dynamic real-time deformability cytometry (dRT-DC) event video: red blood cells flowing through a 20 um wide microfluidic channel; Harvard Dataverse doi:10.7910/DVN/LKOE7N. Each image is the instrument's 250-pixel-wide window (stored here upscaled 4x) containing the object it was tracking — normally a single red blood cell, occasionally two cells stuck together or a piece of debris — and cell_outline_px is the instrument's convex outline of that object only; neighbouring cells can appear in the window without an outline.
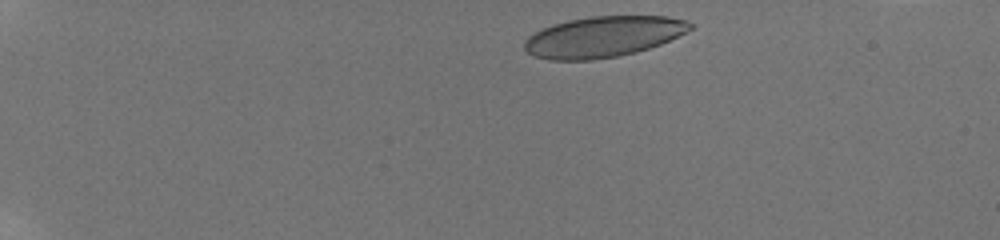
{"species": "human", "species_latin": "Homo sapiens", "temperature_condition": "room temperature", "stored_images_in_passage": 37, "camera_frame_rate_fps": 3000, "um_per_image_px": 0.085, "donor": {"sex": "male"}, "frame": {"image": 1, "passage_image": 1, "time_ms": 0.0, "image_size_px": [1000, 240], "cell_outline_px": [[692, 28], [660, 44], [636, 52], [616, 56], [592, 60], [548, 60], [536, 56], [528, 52], [524, 48], [524, 40], [528, 36], [544, 28], [568, 20], [588, 16], [668, 16], [688, 20], [692, 24]], "centroid_in_image_um": [51.26, 3.12], "position_along_channel_um": 33.7, "area_um2": 39.13}}
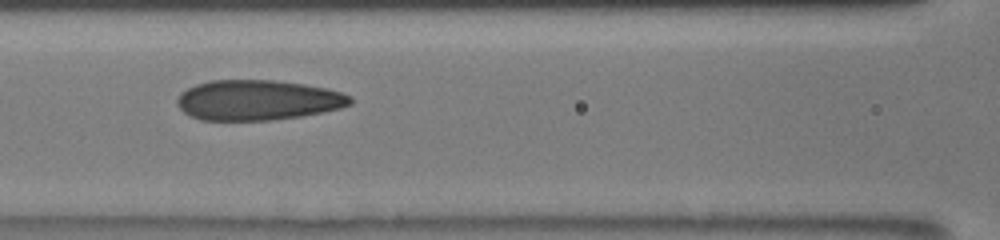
{"frame": {"image": 2, "passage_image": 15, "time_ms": 5.667, "image_size_px": [1000, 240], "cell_outline_px": [[352, 104], [340, 108], [324, 112], [300, 116], [272, 120], [200, 120], [188, 116], [176, 104], [176, 100], [180, 92], [196, 84], [212, 80], [272, 80], [304, 84], [324, 88], [340, 92], [352, 96]], "centroid_in_image_um": [21.88, 8.51], "position_along_channel_um": 144.7, "area_um2": 40.69}}
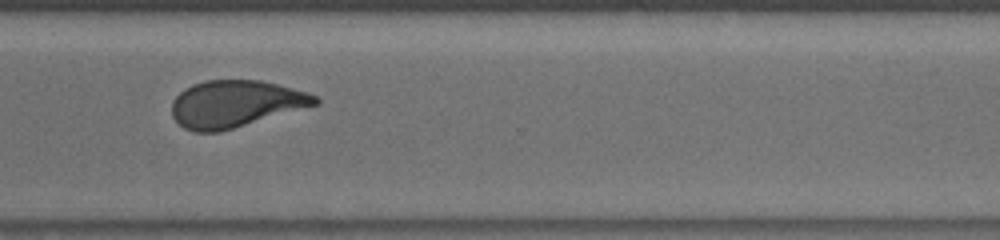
{"frame": {"image": 3, "passage_image": 36, "time_ms": 11.0, "image_size_px": [1000, 240], "cell_outline_px": [[320, 104], [220, 132], [192, 132], [184, 128], [172, 116], [172, 100], [184, 88], [192, 84], [204, 80], [260, 80], [308, 92], [316, 96], [320, 100]], "centroid_in_image_um": [20.01, 8.83], "position_along_channel_um": 350.6, "area_um2": 39.36}}